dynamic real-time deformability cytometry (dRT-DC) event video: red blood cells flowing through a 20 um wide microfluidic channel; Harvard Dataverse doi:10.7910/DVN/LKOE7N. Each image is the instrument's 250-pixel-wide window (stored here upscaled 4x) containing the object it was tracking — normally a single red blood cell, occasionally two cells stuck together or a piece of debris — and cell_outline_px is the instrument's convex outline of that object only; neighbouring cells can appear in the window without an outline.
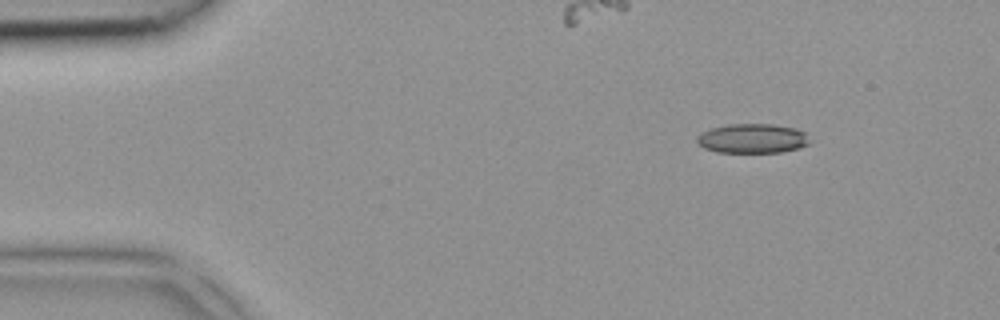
{"species": "common noctule bat (a hibernating species)", "species_latin": "Nyctalus noctula", "temperature_condition": "room temperature", "stored_images_in_passage": 3, "camera_frame_rate_fps": 3000, "um_per_image_px": 0.085, "animal": {"sex": "female", "body_mass_g": 18.4}, "frame": {"image": 1, "passage_image": 1, "time_ms": 0.0, "image_size_px": [1000, 320], "cell_outline_px": [[808, 144], [800, 148], [780, 152], [716, 152], [704, 148], [696, 140], [696, 136], [700, 132], [712, 128], [728, 124], [772, 124], [796, 128], [804, 132], [808, 140]], "centroid_in_image_um": [63.93, 11.76], "position_along_channel_um": 21.1, "area_um2": 19.31}}